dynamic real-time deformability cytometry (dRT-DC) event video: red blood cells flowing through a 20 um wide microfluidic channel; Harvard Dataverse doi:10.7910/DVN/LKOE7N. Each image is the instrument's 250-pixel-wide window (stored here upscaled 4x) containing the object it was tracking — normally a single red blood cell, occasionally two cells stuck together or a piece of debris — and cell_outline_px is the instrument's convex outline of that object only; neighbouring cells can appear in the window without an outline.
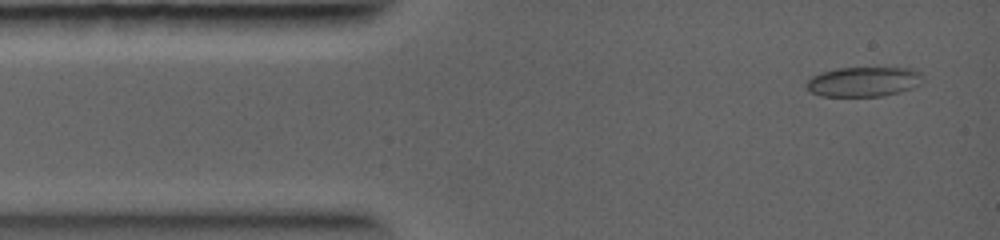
{"species": "common noctule bat (a hibernating species)", "species_latin": "Nyctalus noctula", "temperature_condition": "warm", "stored_images_in_passage": 6, "camera_frame_rate_fps": 5000, "um_per_image_px": 0.085, "animal": {"sex": "female", "body_mass_g": 19.0, "forearm_length_mm": 56.7}, "frame": {"image": 1, "passage_image": 1, "time_ms": 0.0, "image_size_px": [1000, 240], "cell_outline_px": [[924, 80], [920, 84], [912, 88], [900, 92], [884, 96], [820, 96], [812, 92], [804, 84], [812, 76], [820, 72], [836, 68], [912, 68], [920, 72], [924, 76]], "centroid_in_image_um": [73.43, 6.94], "position_along_channel_um": 11.6, "area_um2": 20.4}}
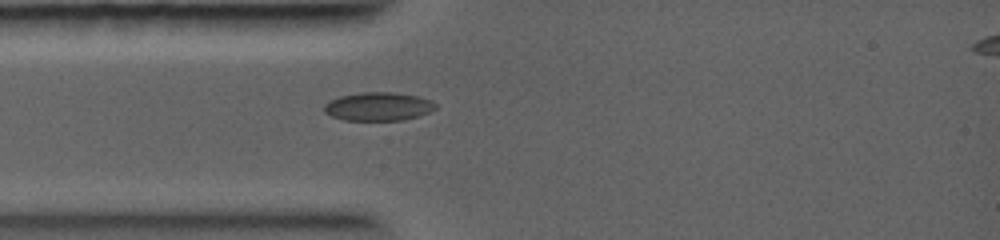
{"frame": {"image": 2, "passage_image": 6, "time_ms": 2.2, "image_size_px": [1000, 240], "cell_outline_px": [[436, 108], [420, 116], [404, 120], [344, 120], [332, 116], [324, 112], [324, 104], [340, 96], [360, 92], [396, 92], [420, 96], [432, 100], [436, 104]], "centroid_in_image_um": [32.19, 9.04], "position_along_channel_um": 52.8, "area_um2": 18.61}}